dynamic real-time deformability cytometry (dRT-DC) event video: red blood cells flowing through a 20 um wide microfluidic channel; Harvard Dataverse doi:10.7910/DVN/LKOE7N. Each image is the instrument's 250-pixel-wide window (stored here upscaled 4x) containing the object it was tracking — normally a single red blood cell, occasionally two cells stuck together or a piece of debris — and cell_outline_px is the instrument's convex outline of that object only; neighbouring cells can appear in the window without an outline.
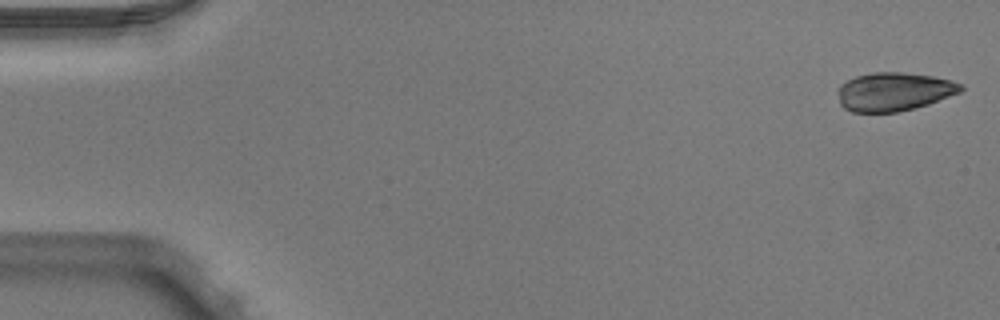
{"species": "Egyptian fruit bat (a non-hibernating species)", "species_latin": "Rousettus aegyptiacus", "temperature_condition": "warm", "stored_images_in_passage": 50, "camera_frame_rate_fps": 3000, "um_per_image_px": 0.085, "animal": {"sex": "male"}, "frame": {"image": 1, "passage_image": 1, "time_ms": 0.0, "image_size_px": [1000, 320], "cell_outline_px": [[964, 88], [960, 92], [928, 104], [896, 112], [852, 112], [844, 108], [840, 104], [840, 84], [856, 76], [872, 72], [900, 72], [932, 76], [948, 80], [960, 84]], "centroid_in_image_um": [75.97, 7.79], "position_along_channel_um": 9.0, "area_um2": 27.17}}
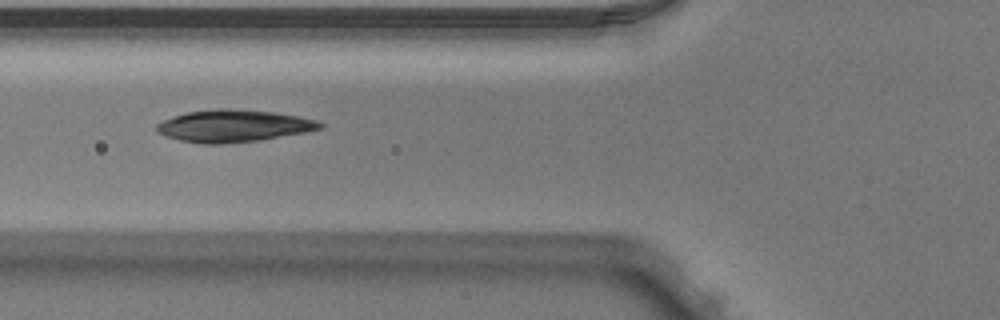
{"frame": {"image": 2, "passage_image": 19, "time_ms": 6.0, "image_size_px": [1000, 320], "cell_outline_px": [[324, 128], [308, 132], [256, 140], [220, 144], [204, 144], [180, 140], [168, 136], [160, 132], [156, 128], [156, 124], [164, 120], [188, 112], [216, 108], [236, 108], [276, 112], [316, 120], [324, 124]], "centroid_in_image_um": [19.91, 10.69], "position_along_channel_um": 105.9, "area_um2": 30.4}}
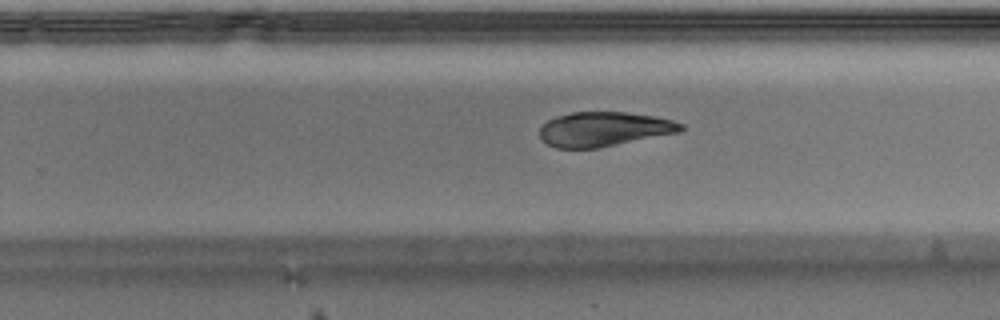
{"frame": {"image": 3, "passage_image": 32, "time_ms": 10.333, "image_size_px": [1000, 320], "cell_outline_px": [[684, 128], [680, 132], [596, 148], [556, 148], [548, 144], [540, 136], [540, 128], [548, 120], [556, 116], [572, 112], [624, 112], [656, 116], [672, 120], [684, 124]], "centroid_in_image_um": [51.35, 10.97], "position_along_channel_um": 278.4, "area_um2": 28.21}, "authors_computed_cell_mechanics": {"area_um2": 29.9404, "velocity_mm_per_s": 3.9838, "shape_relaxation_time_tau1_ms": 4.5866, "shape_relaxation_time_tau2_ms": 1.9223, "deformation_change_tau1": 0.1196, "deformation_change_tau2": 0.0445}}